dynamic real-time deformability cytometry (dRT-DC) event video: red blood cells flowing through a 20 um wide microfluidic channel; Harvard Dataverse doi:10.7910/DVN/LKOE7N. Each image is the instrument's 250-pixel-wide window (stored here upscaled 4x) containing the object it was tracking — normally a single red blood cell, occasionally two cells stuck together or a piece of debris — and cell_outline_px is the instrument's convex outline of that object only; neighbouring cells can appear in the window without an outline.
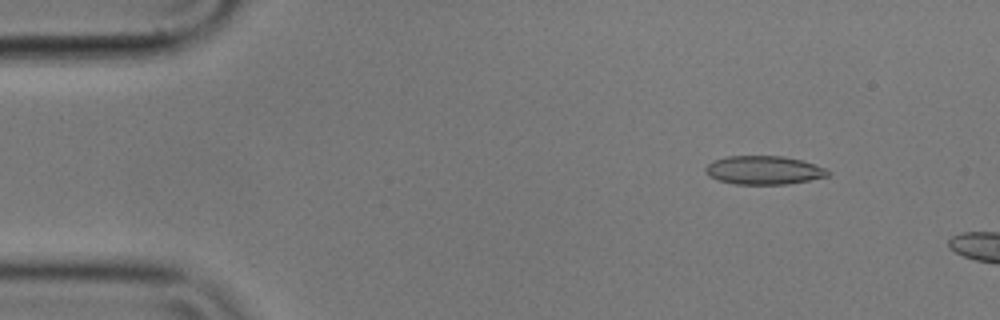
{"species": "common noctule bat (a hibernating species)", "species_latin": "Nyctalus noctula", "temperature_condition": "cold", "stored_images_in_passage": 5, "camera_frame_rate_fps": 3000, "um_per_image_px": 0.085, "animal": {"sex": "male", "body_mass_g": 17.9}, "frame": {"image": 1, "passage_image": 1, "time_ms": 0.0, "image_size_px": [1000, 320], "cell_outline_px": [[832, 172], [828, 176], [788, 184], [736, 184], [716, 180], [708, 176], [704, 172], [704, 168], [712, 160], [728, 156], [784, 156], [804, 160], [824, 168]], "centroid_in_image_um": [64.89, 14.46], "position_along_channel_um": 20.1, "area_um2": 20.58}}